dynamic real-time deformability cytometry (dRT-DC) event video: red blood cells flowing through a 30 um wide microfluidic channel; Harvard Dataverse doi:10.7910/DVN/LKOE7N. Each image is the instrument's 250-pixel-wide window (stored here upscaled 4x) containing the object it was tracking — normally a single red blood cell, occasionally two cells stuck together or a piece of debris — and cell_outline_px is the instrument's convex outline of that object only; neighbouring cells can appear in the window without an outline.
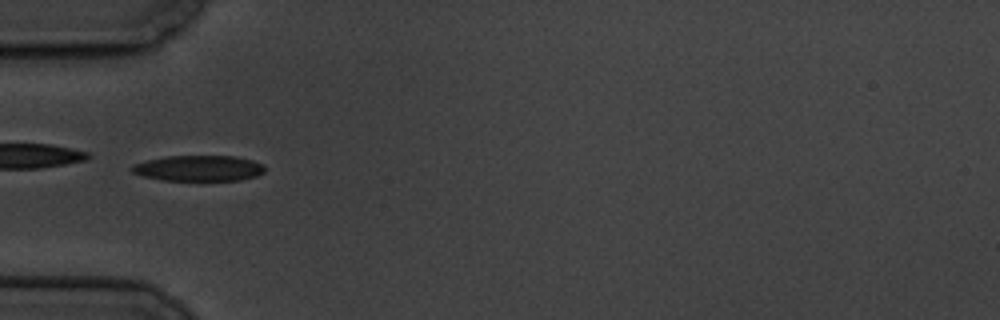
{"species": "common noctule bat (a hibernating species)", "species_latin": "Nyctalus noctula", "temperature_condition": "cold", "stored_images_in_passage": 9, "camera_frame_rate_fps": 3000, "um_per_image_px": 0.085, "animal": {"sex": "male", "body_mass_g": 19.5, "forearm_length_mm": 54.6}, "frame": {"image": 1, "passage_image": 6, "time_ms": 6.667, "image_size_px": [1000, 320], "cell_outline_px": [[264, 172], [256, 176], [240, 180], [160, 180], [144, 176], [132, 172], [128, 168], [132, 164], [148, 160], [168, 156], [232, 156], [252, 160], [264, 164]], "centroid_in_image_um": [16.87, 14.3], "position_along_channel_um": 68.1, "area_um2": 19.88}}
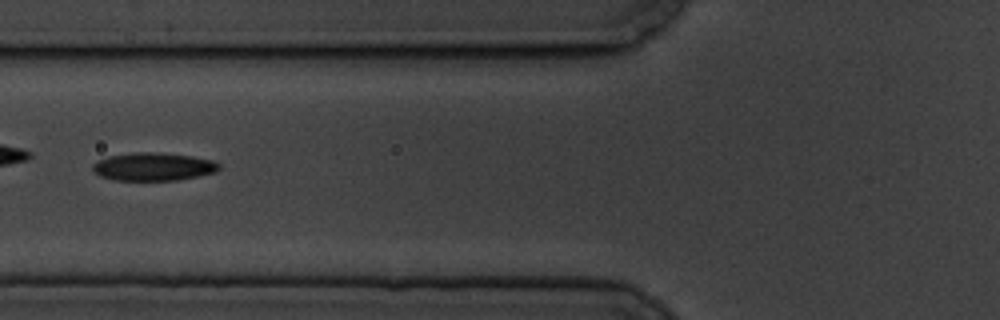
{"frame": {"image": 2, "passage_image": 7, "time_ms": 8.0, "image_size_px": [1000, 320], "cell_outline_px": [[220, 168], [216, 172], [176, 180], [112, 180], [100, 176], [92, 168], [92, 164], [96, 160], [108, 156], [132, 152], [156, 152], [192, 156], [212, 160], [220, 164]], "centroid_in_image_um": [13.0, 14.16], "position_along_channel_um": 112.8, "area_um2": 20.69}}
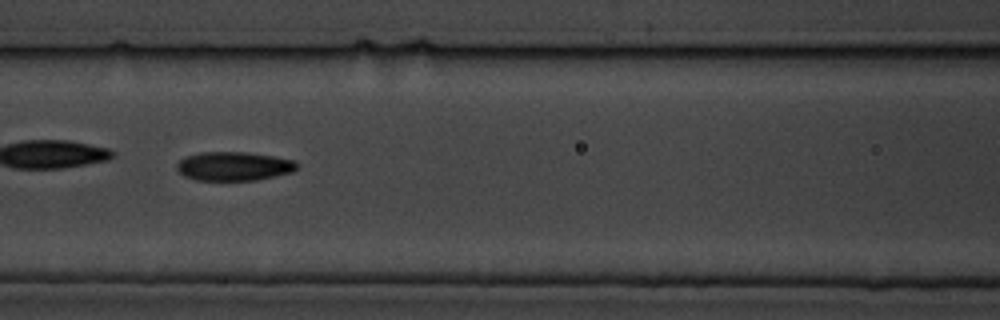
{"frame": {"image": 3, "passage_image": 8, "time_ms": 9.0, "image_size_px": [1000, 320], "cell_outline_px": [[300, 164], [292, 172], [256, 180], [196, 180], [184, 176], [176, 168], [176, 164], [180, 160], [188, 156], [200, 152], [244, 152], [272, 156], [296, 160]], "centroid_in_image_um": [19.89, 14.13], "position_along_channel_um": 146.7, "area_um2": 20.17}}